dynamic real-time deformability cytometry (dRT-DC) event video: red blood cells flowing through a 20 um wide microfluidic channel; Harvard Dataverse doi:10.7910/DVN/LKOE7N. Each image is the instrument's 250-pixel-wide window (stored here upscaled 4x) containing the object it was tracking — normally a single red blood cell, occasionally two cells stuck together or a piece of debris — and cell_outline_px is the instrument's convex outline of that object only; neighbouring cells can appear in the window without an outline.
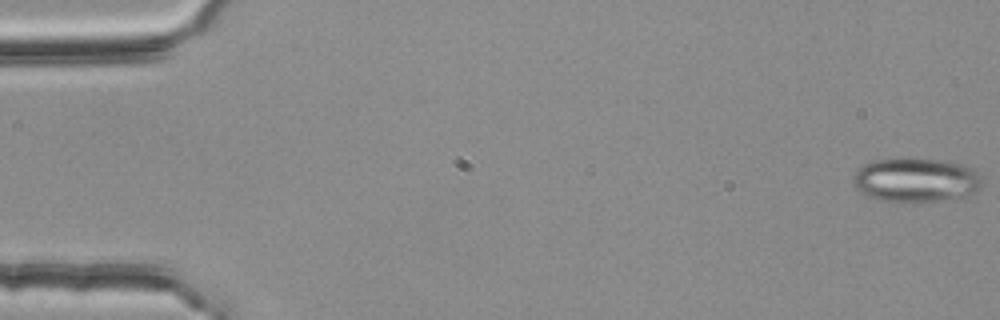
{"species": "common noctule bat (a hibernating species)", "species_latin": "Nyctalus noctula", "temperature_condition": "room temperature", "stored_images_in_passage": 54, "segment_of_instrument_passage": [1, 2], "camera_frame_rate_fps": 3000, "um_per_image_px": 0.085, "animal": {"sex": "female", "body_mass_g": 25.1}, "frame": {"image": 1, "passage_image": 1, "time_ms": 0.0, "image_size_px": [1000, 320], "cell_outline_px": [[984, 184], [980, 188], [968, 196], [912, 204], [900, 204], [876, 200], [868, 196], [856, 188], [852, 180], [852, 176], [856, 168], [872, 160], [896, 156], [916, 156], [944, 160], [964, 164], [972, 168], [976, 172]], "centroid_in_image_um": [77.8, 15.28], "position_along_channel_um": 7.2, "area_um2": 35.03}}